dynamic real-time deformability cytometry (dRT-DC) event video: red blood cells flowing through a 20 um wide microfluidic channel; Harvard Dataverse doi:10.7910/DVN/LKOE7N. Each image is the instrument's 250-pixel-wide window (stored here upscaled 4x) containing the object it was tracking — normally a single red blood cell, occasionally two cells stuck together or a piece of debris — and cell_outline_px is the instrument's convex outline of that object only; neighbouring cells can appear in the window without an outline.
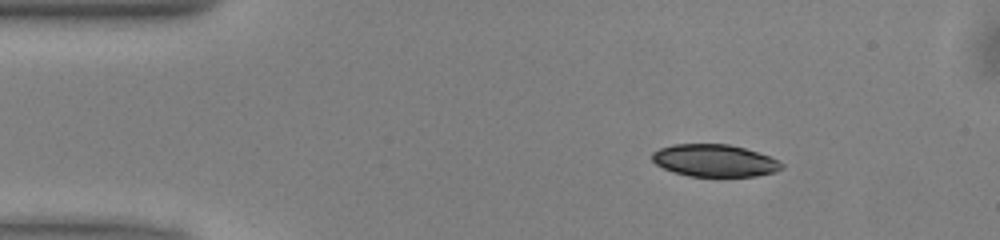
{"species": "common noctule bat (a hibernating species)", "species_latin": "Nyctalus noctula", "temperature_condition": "warm", "stored_images_in_passage": 44, "camera_frame_rate_fps": 3000, "um_per_image_px": 0.085, "animal": {"sex": "male", "body_mass_g": 13.0, "forearm_length_mm": 53.1}, "frame": {"image": 1, "passage_image": 1, "time_ms": 0.0, "image_size_px": [1000, 240], "cell_outline_px": [[784, 168], [776, 172], [756, 176], [688, 176], [664, 168], [656, 164], [652, 160], [652, 152], [660, 148], [672, 144], [728, 144], [744, 148], [768, 156], [784, 164]], "centroid_in_image_um": [60.74, 13.65], "position_along_channel_um": 24.3, "area_um2": 24.22}}
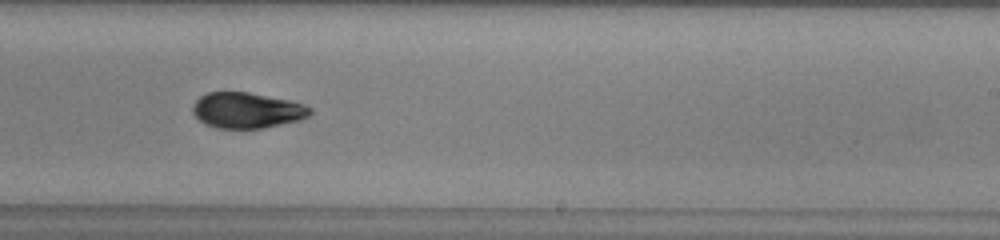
{"frame": {"image": 2, "passage_image": 24, "time_ms": 7.667, "image_size_px": [1000, 240], "cell_outline_px": [[312, 112], [308, 116], [300, 120], [264, 128], [216, 128], [204, 124], [192, 112], [192, 104], [200, 96], [208, 92], [248, 92], [288, 100], [304, 104], [312, 108]], "centroid_in_image_um": [20.98, 9.38], "position_along_channel_um": 268.0, "area_um2": 24.45}}
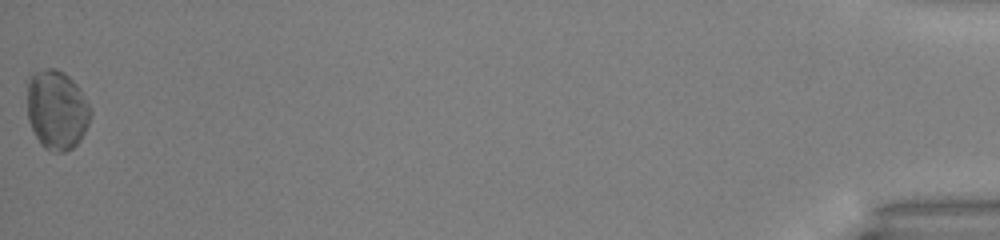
{"frame": {"image": 3, "passage_image": 44, "time_ms": 14.333, "image_size_px": [1000, 240], "cell_outline_px": [[92, 116], [80, 140], [72, 148], [64, 152], [48, 152], [40, 144], [28, 120], [28, 72], [44, 68], [56, 68], [64, 72], [80, 88], [92, 108]], "centroid_in_image_um": [4.83, 9.31], "position_along_channel_um": 430.4, "area_um2": 29.88}, "authors_computed_cell_mechanics": {"area_um2": 25.4609, "velocity_mm_per_s": 4.0372, "shape_relaxation_time_tau1_ms": 1.7683, "shape_relaxation_time_tau2_ms": 2.1963, "deformation_change_tau1": 0.0854, "deformation_change_tau2": 0.061}}